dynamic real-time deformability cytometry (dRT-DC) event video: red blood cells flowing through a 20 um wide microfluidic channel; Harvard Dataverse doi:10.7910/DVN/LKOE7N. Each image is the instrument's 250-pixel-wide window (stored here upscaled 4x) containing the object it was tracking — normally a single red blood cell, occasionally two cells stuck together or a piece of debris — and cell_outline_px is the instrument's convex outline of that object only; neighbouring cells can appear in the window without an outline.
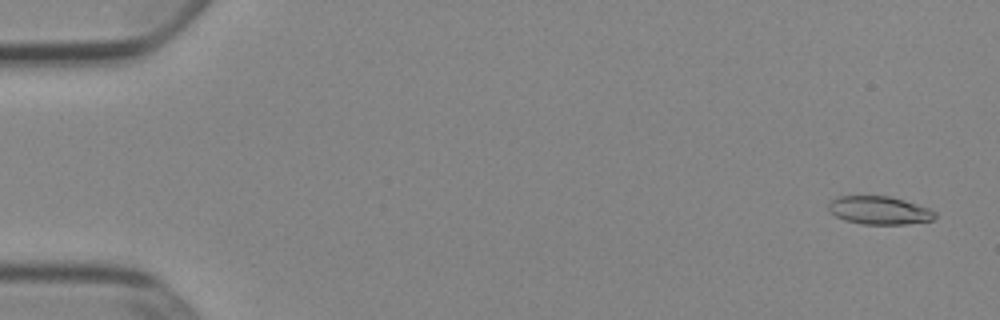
{"species": "Egyptian fruit bat (a non-hibernating species)", "species_latin": "Rousettus aegyptiacus", "temperature_condition": "cold", "stored_images_in_passage": 17, "camera_frame_rate_fps": 3000, "um_per_image_px": 0.085, "animal": {"sex": "female"}, "frame": {"image": 1, "passage_image": 3, "time_ms": 0.667, "image_size_px": [1000, 320], "cell_outline_px": [[936, 216], [932, 220], [904, 224], [864, 224], [844, 220], [828, 212], [828, 204], [836, 196], [888, 196], [904, 200], [928, 208], [936, 212]], "centroid_in_image_um": [74.7, 17.87], "position_along_channel_um": 10.3, "area_um2": 17.4}}